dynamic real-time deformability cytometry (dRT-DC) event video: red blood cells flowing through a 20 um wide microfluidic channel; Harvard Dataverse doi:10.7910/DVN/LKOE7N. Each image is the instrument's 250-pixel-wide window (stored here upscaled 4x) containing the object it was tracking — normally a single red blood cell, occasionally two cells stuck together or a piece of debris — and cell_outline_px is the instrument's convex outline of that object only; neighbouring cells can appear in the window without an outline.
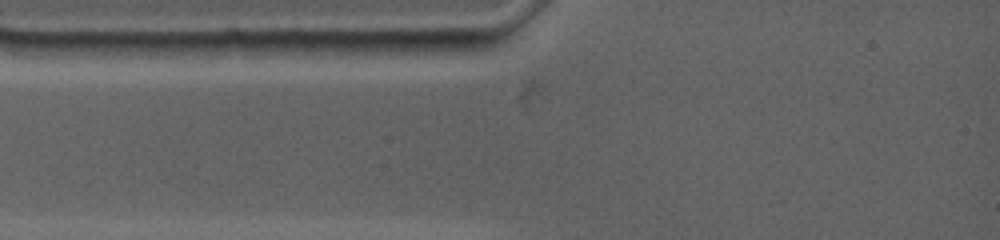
{"species": "common noctule bat (a hibernating species)", "species_latin": "Nyctalus noctula", "temperature_condition": "warm", "stored_images_in_passage": 3, "camera_frame_rate_fps": 4500, "um_per_image_px": 0.085, "animal": {"sex": "female", "body_mass_g": 19.0, "forearm_length_mm": 53.3}, "frame": {"image": 1, "passage_image": 1, "time_ms": 0.0, "image_size_px": [1000, 240], "cell_outline_px": [[496, 44], [488, 48], [452, 56], [416, 56], [372, 52], [368, 40], [472, 40]], "centroid_in_image_um": [36.34, 4.01], "position_along_channel_um": 48.7, "area_um2": 11.91}}